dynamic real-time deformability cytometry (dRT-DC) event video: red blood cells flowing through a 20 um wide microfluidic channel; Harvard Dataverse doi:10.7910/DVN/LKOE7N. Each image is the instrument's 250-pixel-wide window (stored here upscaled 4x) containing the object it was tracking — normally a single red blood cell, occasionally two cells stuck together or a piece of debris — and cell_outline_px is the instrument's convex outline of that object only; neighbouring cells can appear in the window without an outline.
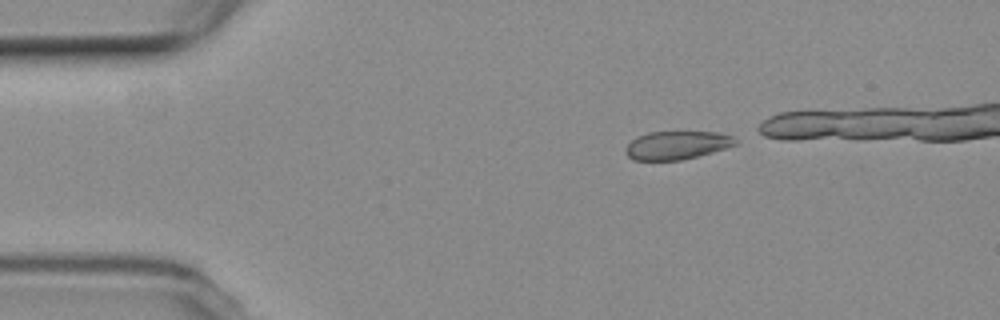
{"species": "common noctule bat (a hibernating species)", "species_latin": "Nyctalus noctula", "temperature_condition": "room temperature", "stored_images_in_passage": 5, "camera_frame_rate_fps": 3000, "um_per_image_px": 0.085, "animal": {"sex": "female", "body_mass_g": 19.3, "forearm_length_mm": 54.1}, "frame": {"image": 1, "passage_image": 1, "time_ms": 0.0, "image_size_px": [1000, 320], "cell_outline_px": [[740, 140], [736, 144], [712, 152], [680, 160], [632, 160], [624, 152], [624, 148], [636, 136], [648, 132], [716, 132], [732, 136]], "centroid_in_image_um": [57.5, 12.34], "position_along_channel_um": 27.5, "area_um2": 18.09}}